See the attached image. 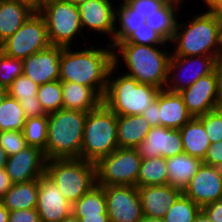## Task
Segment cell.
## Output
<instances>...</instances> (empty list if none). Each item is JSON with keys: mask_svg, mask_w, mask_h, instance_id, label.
Instances as JSON below:
<instances>
[{"mask_svg": "<svg viewBox=\"0 0 222 222\" xmlns=\"http://www.w3.org/2000/svg\"><path fill=\"white\" fill-rule=\"evenodd\" d=\"M203 163L222 168V140L212 143L206 152Z\"/></svg>", "mask_w": 222, "mask_h": 222, "instance_id": "obj_44", "label": "cell"}, {"mask_svg": "<svg viewBox=\"0 0 222 222\" xmlns=\"http://www.w3.org/2000/svg\"><path fill=\"white\" fill-rule=\"evenodd\" d=\"M142 116L148 121L151 127L160 126L159 118V93L157 98L151 103V105L144 110Z\"/></svg>", "mask_w": 222, "mask_h": 222, "instance_id": "obj_45", "label": "cell"}, {"mask_svg": "<svg viewBox=\"0 0 222 222\" xmlns=\"http://www.w3.org/2000/svg\"><path fill=\"white\" fill-rule=\"evenodd\" d=\"M213 222H222V198L201 208Z\"/></svg>", "mask_w": 222, "mask_h": 222, "instance_id": "obj_46", "label": "cell"}, {"mask_svg": "<svg viewBox=\"0 0 222 222\" xmlns=\"http://www.w3.org/2000/svg\"><path fill=\"white\" fill-rule=\"evenodd\" d=\"M116 3L112 0H87L78 6L80 22L86 38H90V33L104 37L107 35L110 44L114 38L115 9ZM85 30V31H84ZM89 30V31H87ZM89 34H86V33ZM100 35V36H99Z\"/></svg>", "mask_w": 222, "mask_h": 222, "instance_id": "obj_13", "label": "cell"}, {"mask_svg": "<svg viewBox=\"0 0 222 222\" xmlns=\"http://www.w3.org/2000/svg\"><path fill=\"white\" fill-rule=\"evenodd\" d=\"M66 1L71 2L75 6H80L81 4L86 2L87 0H66Z\"/></svg>", "mask_w": 222, "mask_h": 222, "instance_id": "obj_59", "label": "cell"}, {"mask_svg": "<svg viewBox=\"0 0 222 222\" xmlns=\"http://www.w3.org/2000/svg\"><path fill=\"white\" fill-rule=\"evenodd\" d=\"M87 113L62 108L48 114L47 160L80 158Z\"/></svg>", "mask_w": 222, "mask_h": 222, "instance_id": "obj_5", "label": "cell"}, {"mask_svg": "<svg viewBox=\"0 0 222 222\" xmlns=\"http://www.w3.org/2000/svg\"><path fill=\"white\" fill-rule=\"evenodd\" d=\"M201 10L186 21L179 15L170 41L173 56H222V23L212 11Z\"/></svg>", "mask_w": 222, "mask_h": 222, "instance_id": "obj_3", "label": "cell"}, {"mask_svg": "<svg viewBox=\"0 0 222 222\" xmlns=\"http://www.w3.org/2000/svg\"><path fill=\"white\" fill-rule=\"evenodd\" d=\"M63 109L89 112L102 103V97L93 89L75 82L61 81Z\"/></svg>", "mask_w": 222, "mask_h": 222, "instance_id": "obj_22", "label": "cell"}, {"mask_svg": "<svg viewBox=\"0 0 222 222\" xmlns=\"http://www.w3.org/2000/svg\"><path fill=\"white\" fill-rule=\"evenodd\" d=\"M23 74V61L0 52V87L8 88Z\"/></svg>", "mask_w": 222, "mask_h": 222, "instance_id": "obj_36", "label": "cell"}, {"mask_svg": "<svg viewBox=\"0 0 222 222\" xmlns=\"http://www.w3.org/2000/svg\"><path fill=\"white\" fill-rule=\"evenodd\" d=\"M143 215L151 218H163L168 208L183 194L171 185L138 187Z\"/></svg>", "mask_w": 222, "mask_h": 222, "instance_id": "obj_20", "label": "cell"}, {"mask_svg": "<svg viewBox=\"0 0 222 222\" xmlns=\"http://www.w3.org/2000/svg\"><path fill=\"white\" fill-rule=\"evenodd\" d=\"M192 222H213L207 214L201 209Z\"/></svg>", "mask_w": 222, "mask_h": 222, "instance_id": "obj_52", "label": "cell"}, {"mask_svg": "<svg viewBox=\"0 0 222 222\" xmlns=\"http://www.w3.org/2000/svg\"><path fill=\"white\" fill-rule=\"evenodd\" d=\"M60 222H80V220L71 213L63 218Z\"/></svg>", "mask_w": 222, "mask_h": 222, "instance_id": "obj_57", "label": "cell"}, {"mask_svg": "<svg viewBox=\"0 0 222 222\" xmlns=\"http://www.w3.org/2000/svg\"><path fill=\"white\" fill-rule=\"evenodd\" d=\"M117 148V115L102 102L87 113L80 159L96 163Z\"/></svg>", "mask_w": 222, "mask_h": 222, "instance_id": "obj_6", "label": "cell"}, {"mask_svg": "<svg viewBox=\"0 0 222 222\" xmlns=\"http://www.w3.org/2000/svg\"><path fill=\"white\" fill-rule=\"evenodd\" d=\"M19 103L26 119L48 115L43 109L37 97H33V99L29 100H19Z\"/></svg>", "mask_w": 222, "mask_h": 222, "instance_id": "obj_42", "label": "cell"}, {"mask_svg": "<svg viewBox=\"0 0 222 222\" xmlns=\"http://www.w3.org/2000/svg\"><path fill=\"white\" fill-rule=\"evenodd\" d=\"M38 188L39 179L13 184L1 201L9 211L36 208Z\"/></svg>", "mask_w": 222, "mask_h": 222, "instance_id": "obj_28", "label": "cell"}, {"mask_svg": "<svg viewBox=\"0 0 222 222\" xmlns=\"http://www.w3.org/2000/svg\"><path fill=\"white\" fill-rule=\"evenodd\" d=\"M34 12L24 3L0 0V45L11 37Z\"/></svg>", "mask_w": 222, "mask_h": 222, "instance_id": "obj_23", "label": "cell"}, {"mask_svg": "<svg viewBox=\"0 0 222 222\" xmlns=\"http://www.w3.org/2000/svg\"><path fill=\"white\" fill-rule=\"evenodd\" d=\"M184 1L168 0L160 9L146 17L145 23L158 32L167 42H170L175 33L178 13H181L182 8H185L183 7Z\"/></svg>", "mask_w": 222, "mask_h": 222, "instance_id": "obj_25", "label": "cell"}, {"mask_svg": "<svg viewBox=\"0 0 222 222\" xmlns=\"http://www.w3.org/2000/svg\"><path fill=\"white\" fill-rule=\"evenodd\" d=\"M169 46L171 45L116 43L113 46V65L139 83L163 90L167 83L172 55ZM121 66L126 68L125 71L121 70Z\"/></svg>", "mask_w": 222, "mask_h": 222, "instance_id": "obj_2", "label": "cell"}, {"mask_svg": "<svg viewBox=\"0 0 222 222\" xmlns=\"http://www.w3.org/2000/svg\"><path fill=\"white\" fill-rule=\"evenodd\" d=\"M80 222H110L108 214H100V216H84Z\"/></svg>", "mask_w": 222, "mask_h": 222, "instance_id": "obj_48", "label": "cell"}, {"mask_svg": "<svg viewBox=\"0 0 222 222\" xmlns=\"http://www.w3.org/2000/svg\"><path fill=\"white\" fill-rule=\"evenodd\" d=\"M118 43H136L140 45H169L158 32L151 29L146 23L137 28L125 41Z\"/></svg>", "mask_w": 222, "mask_h": 222, "instance_id": "obj_38", "label": "cell"}, {"mask_svg": "<svg viewBox=\"0 0 222 222\" xmlns=\"http://www.w3.org/2000/svg\"><path fill=\"white\" fill-rule=\"evenodd\" d=\"M216 18L222 23V0L212 11Z\"/></svg>", "mask_w": 222, "mask_h": 222, "instance_id": "obj_55", "label": "cell"}, {"mask_svg": "<svg viewBox=\"0 0 222 222\" xmlns=\"http://www.w3.org/2000/svg\"><path fill=\"white\" fill-rule=\"evenodd\" d=\"M38 88V84L22 74L7 88V94L18 101L29 100L33 99V97H37Z\"/></svg>", "mask_w": 222, "mask_h": 222, "instance_id": "obj_37", "label": "cell"}, {"mask_svg": "<svg viewBox=\"0 0 222 222\" xmlns=\"http://www.w3.org/2000/svg\"><path fill=\"white\" fill-rule=\"evenodd\" d=\"M200 210L201 207L182 194L175 203L168 208L163 216V220L164 222H192Z\"/></svg>", "mask_w": 222, "mask_h": 222, "instance_id": "obj_34", "label": "cell"}, {"mask_svg": "<svg viewBox=\"0 0 222 222\" xmlns=\"http://www.w3.org/2000/svg\"><path fill=\"white\" fill-rule=\"evenodd\" d=\"M110 222H139L144 216L136 186L103 187Z\"/></svg>", "mask_w": 222, "mask_h": 222, "instance_id": "obj_12", "label": "cell"}, {"mask_svg": "<svg viewBox=\"0 0 222 222\" xmlns=\"http://www.w3.org/2000/svg\"><path fill=\"white\" fill-rule=\"evenodd\" d=\"M41 222H60L72 213V204L60 192L54 181L43 174L39 178L37 204L35 208Z\"/></svg>", "mask_w": 222, "mask_h": 222, "instance_id": "obj_17", "label": "cell"}, {"mask_svg": "<svg viewBox=\"0 0 222 222\" xmlns=\"http://www.w3.org/2000/svg\"><path fill=\"white\" fill-rule=\"evenodd\" d=\"M142 159L164 157L183 153L180 131L163 126L151 127L146 138L136 147Z\"/></svg>", "mask_w": 222, "mask_h": 222, "instance_id": "obj_18", "label": "cell"}, {"mask_svg": "<svg viewBox=\"0 0 222 222\" xmlns=\"http://www.w3.org/2000/svg\"><path fill=\"white\" fill-rule=\"evenodd\" d=\"M214 110L220 115L222 119V107H215Z\"/></svg>", "mask_w": 222, "mask_h": 222, "instance_id": "obj_60", "label": "cell"}, {"mask_svg": "<svg viewBox=\"0 0 222 222\" xmlns=\"http://www.w3.org/2000/svg\"><path fill=\"white\" fill-rule=\"evenodd\" d=\"M37 12L45 20L50 45L66 48L73 44L78 49L76 37L83 39V46L87 44L78 6L66 0H42Z\"/></svg>", "mask_w": 222, "mask_h": 222, "instance_id": "obj_7", "label": "cell"}, {"mask_svg": "<svg viewBox=\"0 0 222 222\" xmlns=\"http://www.w3.org/2000/svg\"><path fill=\"white\" fill-rule=\"evenodd\" d=\"M46 161L44 151L27 146L8 157L5 169L13 184L24 183L45 174Z\"/></svg>", "mask_w": 222, "mask_h": 222, "instance_id": "obj_16", "label": "cell"}, {"mask_svg": "<svg viewBox=\"0 0 222 222\" xmlns=\"http://www.w3.org/2000/svg\"><path fill=\"white\" fill-rule=\"evenodd\" d=\"M115 9V28L114 38L110 45L113 47L116 43L125 41L137 28L145 23V17L138 15L129 8L122 0H118Z\"/></svg>", "mask_w": 222, "mask_h": 222, "instance_id": "obj_29", "label": "cell"}, {"mask_svg": "<svg viewBox=\"0 0 222 222\" xmlns=\"http://www.w3.org/2000/svg\"><path fill=\"white\" fill-rule=\"evenodd\" d=\"M151 126L142 115H117L118 148H136L144 141Z\"/></svg>", "mask_w": 222, "mask_h": 222, "instance_id": "obj_24", "label": "cell"}, {"mask_svg": "<svg viewBox=\"0 0 222 222\" xmlns=\"http://www.w3.org/2000/svg\"><path fill=\"white\" fill-rule=\"evenodd\" d=\"M49 46L45 20L36 11L1 44V50L10 57L23 60Z\"/></svg>", "mask_w": 222, "mask_h": 222, "instance_id": "obj_10", "label": "cell"}, {"mask_svg": "<svg viewBox=\"0 0 222 222\" xmlns=\"http://www.w3.org/2000/svg\"><path fill=\"white\" fill-rule=\"evenodd\" d=\"M7 95V89L4 87H0V102L5 98Z\"/></svg>", "mask_w": 222, "mask_h": 222, "instance_id": "obj_58", "label": "cell"}, {"mask_svg": "<svg viewBox=\"0 0 222 222\" xmlns=\"http://www.w3.org/2000/svg\"><path fill=\"white\" fill-rule=\"evenodd\" d=\"M48 115L27 118L23 128L27 146L37 147L44 151L46 157Z\"/></svg>", "mask_w": 222, "mask_h": 222, "instance_id": "obj_33", "label": "cell"}, {"mask_svg": "<svg viewBox=\"0 0 222 222\" xmlns=\"http://www.w3.org/2000/svg\"><path fill=\"white\" fill-rule=\"evenodd\" d=\"M13 185L11 179L9 178L6 169H0V200L4 197L6 192Z\"/></svg>", "mask_w": 222, "mask_h": 222, "instance_id": "obj_47", "label": "cell"}, {"mask_svg": "<svg viewBox=\"0 0 222 222\" xmlns=\"http://www.w3.org/2000/svg\"><path fill=\"white\" fill-rule=\"evenodd\" d=\"M168 184V172L164 157L142 159L138 172L137 187Z\"/></svg>", "mask_w": 222, "mask_h": 222, "instance_id": "obj_31", "label": "cell"}, {"mask_svg": "<svg viewBox=\"0 0 222 222\" xmlns=\"http://www.w3.org/2000/svg\"><path fill=\"white\" fill-rule=\"evenodd\" d=\"M7 159H8V156L5 153V150L0 145V169L6 167Z\"/></svg>", "mask_w": 222, "mask_h": 222, "instance_id": "obj_54", "label": "cell"}, {"mask_svg": "<svg viewBox=\"0 0 222 222\" xmlns=\"http://www.w3.org/2000/svg\"><path fill=\"white\" fill-rule=\"evenodd\" d=\"M200 2V0H198ZM205 11H213V9L220 3L221 0H201Z\"/></svg>", "mask_w": 222, "mask_h": 222, "instance_id": "obj_49", "label": "cell"}, {"mask_svg": "<svg viewBox=\"0 0 222 222\" xmlns=\"http://www.w3.org/2000/svg\"><path fill=\"white\" fill-rule=\"evenodd\" d=\"M159 118L161 126L179 130L193 117L179 93L163 89L159 91Z\"/></svg>", "mask_w": 222, "mask_h": 222, "instance_id": "obj_21", "label": "cell"}, {"mask_svg": "<svg viewBox=\"0 0 222 222\" xmlns=\"http://www.w3.org/2000/svg\"><path fill=\"white\" fill-rule=\"evenodd\" d=\"M26 117L17 99L8 94L0 102V132L23 131Z\"/></svg>", "mask_w": 222, "mask_h": 222, "instance_id": "obj_32", "label": "cell"}, {"mask_svg": "<svg viewBox=\"0 0 222 222\" xmlns=\"http://www.w3.org/2000/svg\"><path fill=\"white\" fill-rule=\"evenodd\" d=\"M197 118L203 123L211 144L222 140V119L215 110Z\"/></svg>", "mask_w": 222, "mask_h": 222, "instance_id": "obj_40", "label": "cell"}, {"mask_svg": "<svg viewBox=\"0 0 222 222\" xmlns=\"http://www.w3.org/2000/svg\"><path fill=\"white\" fill-rule=\"evenodd\" d=\"M222 56H173L168 66L165 90L179 93L199 78L212 73L220 64Z\"/></svg>", "mask_w": 222, "mask_h": 222, "instance_id": "obj_11", "label": "cell"}, {"mask_svg": "<svg viewBox=\"0 0 222 222\" xmlns=\"http://www.w3.org/2000/svg\"><path fill=\"white\" fill-rule=\"evenodd\" d=\"M89 43L78 50L75 47H62L59 80L93 88L103 98L113 66V47L108 43L99 44L101 47Z\"/></svg>", "mask_w": 222, "mask_h": 222, "instance_id": "obj_1", "label": "cell"}, {"mask_svg": "<svg viewBox=\"0 0 222 222\" xmlns=\"http://www.w3.org/2000/svg\"><path fill=\"white\" fill-rule=\"evenodd\" d=\"M142 158L136 148H117L95 163L99 186H136Z\"/></svg>", "mask_w": 222, "mask_h": 222, "instance_id": "obj_9", "label": "cell"}, {"mask_svg": "<svg viewBox=\"0 0 222 222\" xmlns=\"http://www.w3.org/2000/svg\"><path fill=\"white\" fill-rule=\"evenodd\" d=\"M62 47L50 45L23 59V74L38 85L59 80Z\"/></svg>", "mask_w": 222, "mask_h": 222, "instance_id": "obj_19", "label": "cell"}, {"mask_svg": "<svg viewBox=\"0 0 222 222\" xmlns=\"http://www.w3.org/2000/svg\"><path fill=\"white\" fill-rule=\"evenodd\" d=\"M183 194L201 208L222 198V168L202 163Z\"/></svg>", "mask_w": 222, "mask_h": 222, "instance_id": "obj_15", "label": "cell"}, {"mask_svg": "<svg viewBox=\"0 0 222 222\" xmlns=\"http://www.w3.org/2000/svg\"><path fill=\"white\" fill-rule=\"evenodd\" d=\"M45 174L71 204L96 185L95 163L80 158L47 160Z\"/></svg>", "mask_w": 222, "mask_h": 222, "instance_id": "obj_8", "label": "cell"}, {"mask_svg": "<svg viewBox=\"0 0 222 222\" xmlns=\"http://www.w3.org/2000/svg\"><path fill=\"white\" fill-rule=\"evenodd\" d=\"M37 98L47 114L63 108L61 81L55 80L39 85Z\"/></svg>", "mask_w": 222, "mask_h": 222, "instance_id": "obj_35", "label": "cell"}, {"mask_svg": "<svg viewBox=\"0 0 222 222\" xmlns=\"http://www.w3.org/2000/svg\"><path fill=\"white\" fill-rule=\"evenodd\" d=\"M72 214L79 220L84 216L107 214L103 186L95 185L72 204Z\"/></svg>", "mask_w": 222, "mask_h": 222, "instance_id": "obj_30", "label": "cell"}, {"mask_svg": "<svg viewBox=\"0 0 222 222\" xmlns=\"http://www.w3.org/2000/svg\"><path fill=\"white\" fill-rule=\"evenodd\" d=\"M139 222H164L163 218H151L143 216Z\"/></svg>", "mask_w": 222, "mask_h": 222, "instance_id": "obj_56", "label": "cell"}, {"mask_svg": "<svg viewBox=\"0 0 222 222\" xmlns=\"http://www.w3.org/2000/svg\"><path fill=\"white\" fill-rule=\"evenodd\" d=\"M179 131L183 151L190 156L203 160L208 147L211 145L203 123L197 117H193Z\"/></svg>", "mask_w": 222, "mask_h": 222, "instance_id": "obj_27", "label": "cell"}, {"mask_svg": "<svg viewBox=\"0 0 222 222\" xmlns=\"http://www.w3.org/2000/svg\"><path fill=\"white\" fill-rule=\"evenodd\" d=\"M202 163L201 159L185 152L167 158L168 185L183 191Z\"/></svg>", "mask_w": 222, "mask_h": 222, "instance_id": "obj_26", "label": "cell"}, {"mask_svg": "<svg viewBox=\"0 0 222 222\" xmlns=\"http://www.w3.org/2000/svg\"><path fill=\"white\" fill-rule=\"evenodd\" d=\"M159 91L155 86L139 83L133 77L121 73L113 65L102 102L116 115H142L157 98Z\"/></svg>", "mask_w": 222, "mask_h": 222, "instance_id": "obj_4", "label": "cell"}, {"mask_svg": "<svg viewBox=\"0 0 222 222\" xmlns=\"http://www.w3.org/2000/svg\"><path fill=\"white\" fill-rule=\"evenodd\" d=\"M0 145L8 157L27 147L23 131L15 130L0 132Z\"/></svg>", "mask_w": 222, "mask_h": 222, "instance_id": "obj_39", "label": "cell"}, {"mask_svg": "<svg viewBox=\"0 0 222 222\" xmlns=\"http://www.w3.org/2000/svg\"><path fill=\"white\" fill-rule=\"evenodd\" d=\"M220 65L210 74L199 78L179 92L192 117H199L214 110L218 100Z\"/></svg>", "mask_w": 222, "mask_h": 222, "instance_id": "obj_14", "label": "cell"}, {"mask_svg": "<svg viewBox=\"0 0 222 222\" xmlns=\"http://www.w3.org/2000/svg\"><path fill=\"white\" fill-rule=\"evenodd\" d=\"M216 107H222V66L220 64L219 91Z\"/></svg>", "mask_w": 222, "mask_h": 222, "instance_id": "obj_53", "label": "cell"}, {"mask_svg": "<svg viewBox=\"0 0 222 222\" xmlns=\"http://www.w3.org/2000/svg\"><path fill=\"white\" fill-rule=\"evenodd\" d=\"M8 222H41L35 208L9 211Z\"/></svg>", "mask_w": 222, "mask_h": 222, "instance_id": "obj_43", "label": "cell"}, {"mask_svg": "<svg viewBox=\"0 0 222 222\" xmlns=\"http://www.w3.org/2000/svg\"><path fill=\"white\" fill-rule=\"evenodd\" d=\"M9 210L3 205L0 200V222H8Z\"/></svg>", "mask_w": 222, "mask_h": 222, "instance_id": "obj_51", "label": "cell"}, {"mask_svg": "<svg viewBox=\"0 0 222 222\" xmlns=\"http://www.w3.org/2000/svg\"><path fill=\"white\" fill-rule=\"evenodd\" d=\"M29 5L35 12L38 11L42 0H13Z\"/></svg>", "mask_w": 222, "mask_h": 222, "instance_id": "obj_50", "label": "cell"}, {"mask_svg": "<svg viewBox=\"0 0 222 222\" xmlns=\"http://www.w3.org/2000/svg\"><path fill=\"white\" fill-rule=\"evenodd\" d=\"M129 8L142 17H148L160 9L168 0H122Z\"/></svg>", "mask_w": 222, "mask_h": 222, "instance_id": "obj_41", "label": "cell"}]
</instances>
